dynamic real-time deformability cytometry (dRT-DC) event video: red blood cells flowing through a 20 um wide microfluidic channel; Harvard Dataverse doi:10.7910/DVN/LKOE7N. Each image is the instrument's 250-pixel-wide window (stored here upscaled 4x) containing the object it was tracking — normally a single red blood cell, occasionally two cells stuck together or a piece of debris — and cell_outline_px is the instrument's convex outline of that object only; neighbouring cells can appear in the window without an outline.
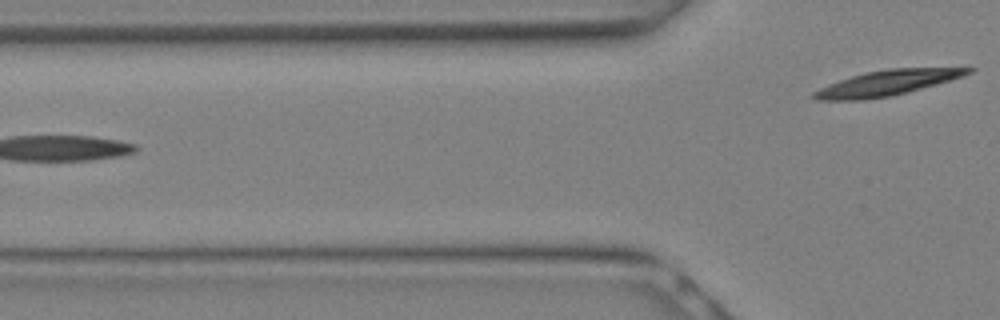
{"species": "Egyptian fruit bat (a non-hibernating species)", "species_latin": "Rousettus aegyptiacus", "temperature_condition": "warm", "stored_images_in_passage": 7, "segment_of_instrument_passage": [2, 2], "camera_frame_rate_fps": 3000, "um_per_image_px": 0.085, "animal": {"sex": "female"}, "frame": {"image": 1, "passage_image": 7, "time_ms": 2.0, "image_size_px": [1000, 320], "cell_outline_px": [[976, 68], [972, 72], [964, 76], [936, 84], [892, 96], [864, 100], [816, 100], [808, 96], [812, 92], [828, 84], [852, 76], [868, 72], [888, 68]], "centroid_in_image_um": [75.34, 7.06], "position_along_channel_um": 50.5, "area_um2": 22.6}}